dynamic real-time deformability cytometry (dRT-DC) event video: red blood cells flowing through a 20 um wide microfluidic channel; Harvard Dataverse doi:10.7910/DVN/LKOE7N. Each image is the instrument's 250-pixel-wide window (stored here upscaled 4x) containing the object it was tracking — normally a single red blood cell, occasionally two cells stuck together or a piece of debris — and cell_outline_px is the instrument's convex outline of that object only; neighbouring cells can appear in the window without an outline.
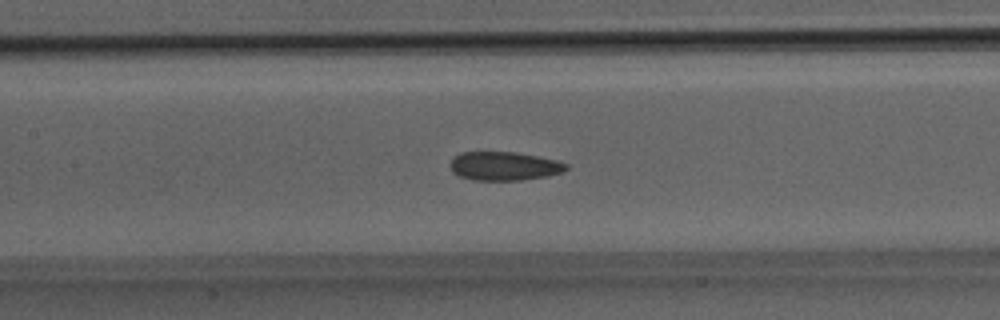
{"species": "Egyptian fruit bat (a non-hibernating species)", "species_latin": "Rousettus aegyptiacus", "temperature_condition": "room temperature", "stored_images_in_passage": 31, "camera_frame_rate_fps": 3000, "um_per_image_px": 0.085, "animal": {"sex": "male"}, "frame": {"image": 1, "passage_image": 14, "time_ms": 4.333, "image_size_px": [1000, 320], "cell_outline_px": [[568, 168], [564, 172], [548, 176], [520, 180], [472, 180], [460, 176], [452, 172], [448, 164], [452, 156], [460, 152], [516, 152], [556, 160], [568, 164]], "centroid_in_image_um": [42.81, 14.11], "position_along_channel_um": 164.6, "area_um2": 19.65}}
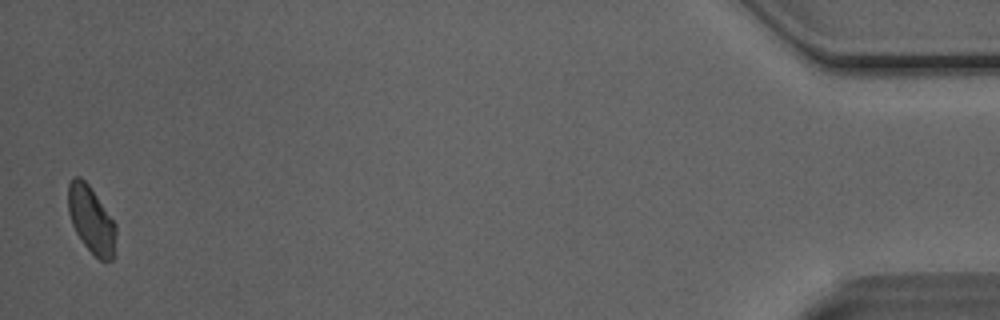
{"frame": {"image": 2, "passage_image": 31, "time_ms": 10.0, "image_size_px": [1000, 320], "cell_outline_px": [[116, 232], [112, 260], [100, 260], [84, 244], [76, 232], [72, 224], [68, 212], [68, 184], [72, 176], [80, 176], [88, 184], [116, 224]], "centroid_in_image_um": [7.73, 18.64], "position_along_channel_um": 427.5, "area_um2": 18.38}}